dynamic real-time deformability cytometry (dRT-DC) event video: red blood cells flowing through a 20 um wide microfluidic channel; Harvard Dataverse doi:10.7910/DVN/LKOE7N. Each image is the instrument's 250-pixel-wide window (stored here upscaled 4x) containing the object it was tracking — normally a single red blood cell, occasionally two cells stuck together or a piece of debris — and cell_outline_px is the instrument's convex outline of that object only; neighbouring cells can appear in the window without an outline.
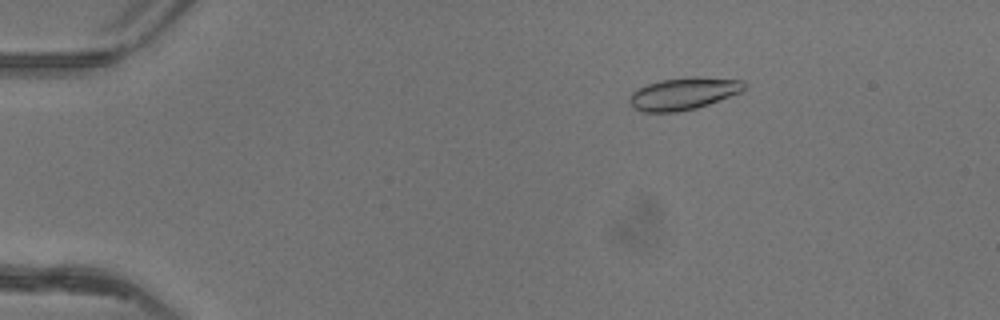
{"species": "common noctule bat (a hibernating species)", "species_latin": "Nyctalus noctula", "temperature_condition": "warm", "stored_images_in_passage": 51, "camera_frame_rate_fps": 3000, "um_per_image_px": 0.085, "animal": {"sex": "female"}, "frame": {"image": 1, "passage_image": 9, "time_ms": 2.667, "image_size_px": [1000, 320], "cell_outline_px": [[744, 88], [740, 92], [708, 104], [696, 108], [676, 112], [644, 112], [636, 108], [628, 100], [632, 92], [648, 84], [660, 80], [692, 76], [696, 76], [744, 80]], "centroid_in_image_um": [58.1, 7.94], "position_along_channel_um": 26.9, "area_um2": 21.27}}
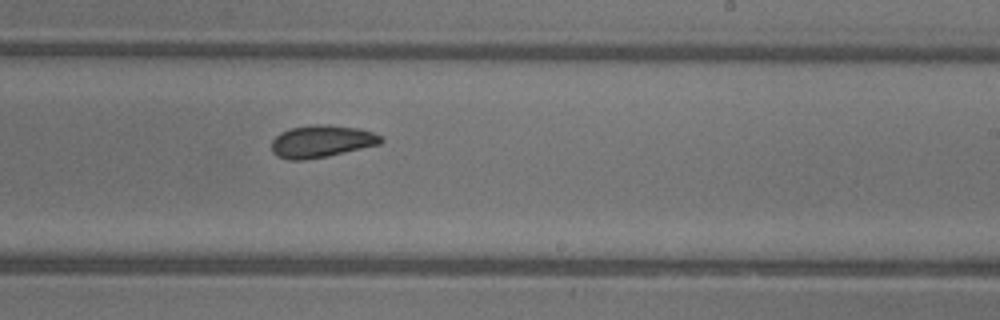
{"frame": {"image": 2, "passage_image": 32, "time_ms": 10.333, "image_size_px": [1000, 320], "cell_outline_px": [[384, 140], [380, 144], [328, 156], [304, 160], [288, 160], [276, 156], [272, 152], [272, 140], [280, 132], [292, 128], [316, 124], [328, 124], [360, 128], [372, 132], [380, 136]], "centroid_in_image_um": [27.32, 12.01], "position_along_channel_um": 261.7, "area_um2": 20.63}}
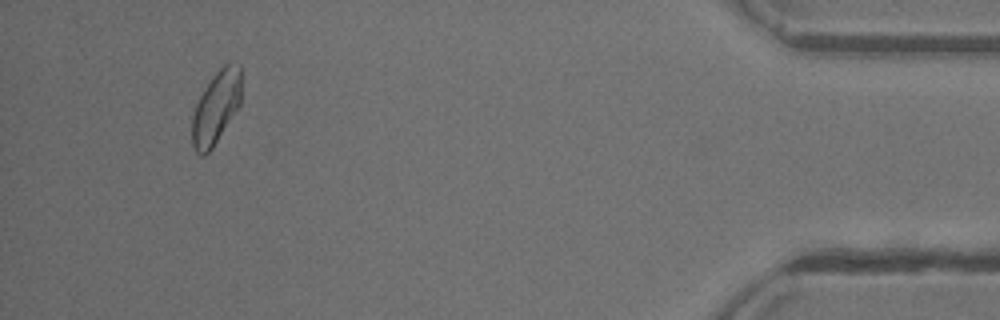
{"frame": {"image": 3, "passage_image": 48, "time_ms": 15.667, "image_size_px": [1000, 320], "cell_outline_px": [[240, 104], [212, 148], [204, 156], [200, 156], [196, 152], [192, 144], [192, 116], [196, 104], [204, 88], [212, 76], [224, 64], [240, 64]], "centroid_in_image_um": [18.34, 9.15], "position_along_channel_um": 416.9, "area_um2": 20.58}, "authors_computed_cell_mechanics": {"area_um2": 20.808, "velocity_mm_per_s": 4.1494, "shape_relaxation_time_tau1_ms": 5.4423, "shape_relaxation_time_tau2_ms": 2.6606, "deformation_change_tau1": 0.105, "deformation_change_tau2": 0.0722}}